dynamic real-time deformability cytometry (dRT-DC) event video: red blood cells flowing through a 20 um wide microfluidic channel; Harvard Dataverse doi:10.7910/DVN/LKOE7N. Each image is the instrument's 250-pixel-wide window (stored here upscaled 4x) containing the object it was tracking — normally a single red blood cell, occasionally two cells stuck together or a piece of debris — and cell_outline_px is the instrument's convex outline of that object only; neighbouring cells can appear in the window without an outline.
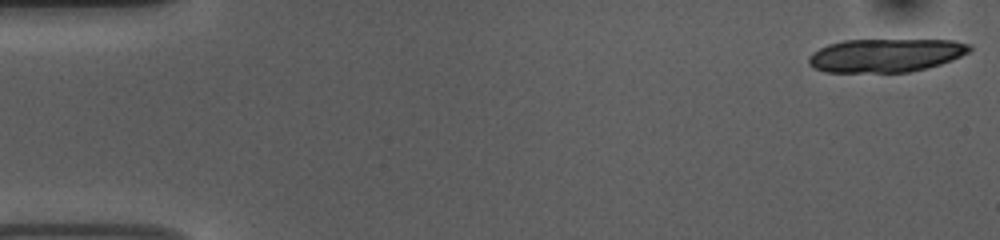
{"species": "common noctule bat (a hibernating species)", "species_latin": "Nyctalus noctula", "temperature_condition": "room temperature", "stored_images_in_passage": 17, "camera_frame_rate_fps": 3000, "um_per_image_px": 0.085, "animal": {"sex": "female", "body_mass_g": 10.0, "forearm_length_mm": 53.1}, "frame": {"image": 1, "passage_image": 1, "time_ms": 0.0, "image_size_px": [1000, 240], "cell_outline_px": [[972, 48], [968, 52], [952, 60], [940, 64], [908, 72], [824, 72], [808, 64], [808, 56], [812, 52], [828, 44], [844, 40], [952, 40], [972, 44]], "centroid_in_image_um": [75.27, 4.7], "position_along_channel_um": 9.7, "area_um2": 31.33}}